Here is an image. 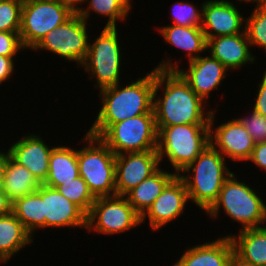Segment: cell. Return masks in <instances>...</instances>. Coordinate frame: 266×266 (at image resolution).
<instances>
[{
    "mask_svg": "<svg viewBox=\"0 0 266 266\" xmlns=\"http://www.w3.org/2000/svg\"><path fill=\"white\" fill-rule=\"evenodd\" d=\"M161 86L164 88V97L155 99ZM203 103L204 100L177 71L155 69L153 112L156 126L209 124L212 111L204 113Z\"/></svg>",
    "mask_w": 266,
    "mask_h": 266,
    "instance_id": "cell-1",
    "label": "cell"
},
{
    "mask_svg": "<svg viewBox=\"0 0 266 266\" xmlns=\"http://www.w3.org/2000/svg\"><path fill=\"white\" fill-rule=\"evenodd\" d=\"M155 69L126 87L119 84L100 90L102 107L87 133L99 137L111 124L142 114H154Z\"/></svg>",
    "mask_w": 266,
    "mask_h": 266,
    "instance_id": "cell-2",
    "label": "cell"
},
{
    "mask_svg": "<svg viewBox=\"0 0 266 266\" xmlns=\"http://www.w3.org/2000/svg\"><path fill=\"white\" fill-rule=\"evenodd\" d=\"M190 170L194 176L179 174L185 182L188 199L207 212L232 172L226 167L224 156L211 144L183 172L190 174Z\"/></svg>",
    "mask_w": 266,
    "mask_h": 266,
    "instance_id": "cell-3",
    "label": "cell"
},
{
    "mask_svg": "<svg viewBox=\"0 0 266 266\" xmlns=\"http://www.w3.org/2000/svg\"><path fill=\"white\" fill-rule=\"evenodd\" d=\"M160 162L167 156L179 175L210 145V124L156 126Z\"/></svg>",
    "mask_w": 266,
    "mask_h": 266,
    "instance_id": "cell-4",
    "label": "cell"
},
{
    "mask_svg": "<svg viewBox=\"0 0 266 266\" xmlns=\"http://www.w3.org/2000/svg\"><path fill=\"white\" fill-rule=\"evenodd\" d=\"M84 140L89 145L77 150L79 175L95 198L115 196L116 155L99 137L86 133Z\"/></svg>",
    "mask_w": 266,
    "mask_h": 266,
    "instance_id": "cell-5",
    "label": "cell"
},
{
    "mask_svg": "<svg viewBox=\"0 0 266 266\" xmlns=\"http://www.w3.org/2000/svg\"><path fill=\"white\" fill-rule=\"evenodd\" d=\"M221 205L228 216L243 224L241 230L259 228L266 222L265 203L251 187L237 181L233 173L225 180L218 199L207 211L210 217H218Z\"/></svg>",
    "mask_w": 266,
    "mask_h": 266,
    "instance_id": "cell-6",
    "label": "cell"
},
{
    "mask_svg": "<svg viewBox=\"0 0 266 266\" xmlns=\"http://www.w3.org/2000/svg\"><path fill=\"white\" fill-rule=\"evenodd\" d=\"M99 138L115 155L157 150L158 130L154 114H142L111 124Z\"/></svg>",
    "mask_w": 266,
    "mask_h": 266,
    "instance_id": "cell-7",
    "label": "cell"
},
{
    "mask_svg": "<svg viewBox=\"0 0 266 266\" xmlns=\"http://www.w3.org/2000/svg\"><path fill=\"white\" fill-rule=\"evenodd\" d=\"M73 14L59 0H23L19 34L24 49H33L47 33Z\"/></svg>",
    "mask_w": 266,
    "mask_h": 266,
    "instance_id": "cell-8",
    "label": "cell"
},
{
    "mask_svg": "<svg viewBox=\"0 0 266 266\" xmlns=\"http://www.w3.org/2000/svg\"><path fill=\"white\" fill-rule=\"evenodd\" d=\"M88 17V9L83 8L79 13H74L66 22L47 33L33 50H48L81 65L88 52Z\"/></svg>",
    "mask_w": 266,
    "mask_h": 266,
    "instance_id": "cell-9",
    "label": "cell"
},
{
    "mask_svg": "<svg viewBox=\"0 0 266 266\" xmlns=\"http://www.w3.org/2000/svg\"><path fill=\"white\" fill-rule=\"evenodd\" d=\"M82 65L96 77L100 90L120 84L121 54L116 27H104L96 41L88 45Z\"/></svg>",
    "mask_w": 266,
    "mask_h": 266,
    "instance_id": "cell-10",
    "label": "cell"
},
{
    "mask_svg": "<svg viewBox=\"0 0 266 266\" xmlns=\"http://www.w3.org/2000/svg\"><path fill=\"white\" fill-rule=\"evenodd\" d=\"M141 223V216L126 196L115 195L96 198L87 215L86 229L90 232L94 228L96 232L111 235L125 232Z\"/></svg>",
    "mask_w": 266,
    "mask_h": 266,
    "instance_id": "cell-11",
    "label": "cell"
},
{
    "mask_svg": "<svg viewBox=\"0 0 266 266\" xmlns=\"http://www.w3.org/2000/svg\"><path fill=\"white\" fill-rule=\"evenodd\" d=\"M163 60L155 69L166 71H177L188 83L191 89L203 100L208 99L209 94L222 83L228 70L221 62L212 56L199 57L189 61L188 71L178 69V65Z\"/></svg>",
    "mask_w": 266,
    "mask_h": 266,
    "instance_id": "cell-12",
    "label": "cell"
},
{
    "mask_svg": "<svg viewBox=\"0 0 266 266\" xmlns=\"http://www.w3.org/2000/svg\"><path fill=\"white\" fill-rule=\"evenodd\" d=\"M157 150L118 154L115 158V188L117 196H125L159 169Z\"/></svg>",
    "mask_w": 266,
    "mask_h": 266,
    "instance_id": "cell-13",
    "label": "cell"
},
{
    "mask_svg": "<svg viewBox=\"0 0 266 266\" xmlns=\"http://www.w3.org/2000/svg\"><path fill=\"white\" fill-rule=\"evenodd\" d=\"M214 112L212 110L209 120L210 133H212L210 134V144L224 157L228 156L231 160H248L255 146L250 134L236 118L221 124L213 131Z\"/></svg>",
    "mask_w": 266,
    "mask_h": 266,
    "instance_id": "cell-14",
    "label": "cell"
},
{
    "mask_svg": "<svg viewBox=\"0 0 266 266\" xmlns=\"http://www.w3.org/2000/svg\"><path fill=\"white\" fill-rule=\"evenodd\" d=\"M200 8L202 10L201 28L207 40L217 36L235 35L245 32V29L240 30L246 18L244 19L241 16V13L232 2L209 0L204 2ZM209 29L212 31H209Z\"/></svg>",
    "mask_w": 266,
    "mask_h": 266,
    "instance_id": "cell-15",
    "label": "cell"
},
{
    "mask_svg": "<svg viewBox=\"0 0 266 266\" xmlns=\"http://www.w3.org/2000/svg\"><path fill=\"white\" fill-rule=\"evenodd\" d=\"M36 192L43 200L45 228L87 227V215L57 189L41 184Z\"/></svg>",
    "mask_w": 266,
    "mask_h": 266,
    "instance_id": "cell-16",
    "label": "cell"
},
{
    "mask_svg": "<svg viewBox=\"0 0 266 266\" xmlns=\"http://www.w3.org/2000/svg\"><path fill=\"white\" fill-rule=\"evenodd\" d=\"M188 200L185 182L180 175H176L141 217V222L148 216L151 228L158 230L179 217Z\"/></svg>",
    "mask_w": 266,
    "mask_h": 266,
    "instance_id": "cell-17",
    "label": "cell"
},
{
    "mask_svg": "<svg viewBox=\"0 0 266 266\" xmlns=\"http://www.w3.org/2000/svg\"><path fill=\"white\" fill-rule=\"evenodd\" d=\"M50 148L34 134L24 136L9 148L10 156L20 166L26 167L40 184H43L49 172Z\"/></svg>",
    "mask_w": 266,
    "mask_h": 266,
    "instance_id": "cell-18",
    "label": "cell"
},
{
    "mask_svg": "<svg viewBox=\"0 0 266 266\" xmlns=\"http://www.w3.org/2000/svg\"><path fill=\"white\" fill-rule=\"evenodd\" d=\"M235 254L230 235L186 250L173 266H233Z\"/></svg>",
    "mask_w": 266,
    "mask_h": 266,
    "instance_id": "cell-19",
    "label": "cell"
},
{
    "mask_svg": "<svg viewBox=\"0 0 266 266\" xmlns=\"http://www.w3.org/2000/svg\"><path fill=\"white\" fill-rule=\"evenodd\" d=\"M250 42L246 32L217 36L207 40V49L210 55L221 62L228 70L237 69L246 63H252L255 56L250 53Z\"/></svg>",
    "mask_w": 266,
    "mask_h": 266,
    "instance_id": "cell-20",
    "label": "cell"
},
{
    "mask_svg": "<svg viewBox=\"0 0 266 266\" xmlns=\"http://www.w3.org/2000/svg\"><path fill=\"white\" fill-rule=\"evenodd\" d=\"M239 233L230 236L235 261L248 266H266V226L243 229Z\"/></svg>",
    "mask_w": 266,
    "mask_h": 266,
    "instance_id": "cell-21",
    "label": "cell"
},
{
    "mask_svg": "<svg viewBox=\"0 0 266 266\" xmlns=\"http://www.w3.org/2000/svg\"><path fill=\"white\" fill-rule=\"evenodd\" d=\"M175 176V173L164 172L159 168L155 173L130 190L125 196H127L126 198L129 203L142 217Z\"/></svg>",
    "mask_w": 266,
    "mask_h": 266,
    "instance_id": "cell-22",
    "label": "cell"
},
{
    "mask_svg": "<svg viewBox=\"0 0 266 266\" xmlns=\"http://www.w3.org/2000/svg\"><path fill=\"white\" fill-rule=\"evenodd\" d=\"M78 176L77 150L65 146L54 147L50 154L49 172L43 184L56 189L63 182L72 181Z\"/></svg>",
    "mask_w": 266,
    "mask_h": 266,
    "instance_id": "cell-23",
    "label": "cell"
},
{
    "mask_svg": "<svg viewBox=\"0 0 266 266\" xmlns=\"http://www.w3.org/2000/svg\"><path fill=\"white\" fill-rule=\"evenodd\" d=\"M32 235L13 214L0 217V261L7 262L32 241Z\"/></svg>",
    "mask_w": 266,
    "mask_h": 266,
    "instance_id": "cell-24",
    "label": "cell"
},
{
    "mask_svg": "<svg viewBox=\"0 0 266 266\" xmlns=\"http://www.w3.org/2000/svg\"><path fill=\"white\" fill-rule=\"evenodd\" d=\"M160 32L169 44L187 51L189 61L197 59L200 52L207 50V39L201 27H182L173 24L161 27Z\"/></svg>",
    "mask_w": 266,
    "mask_h": 266,
    "instance_id": "cell-25",
    "label": "cell"
},
{
    "mask_svg": "<svg viewBox=\"0 0 266 266\" xmlns=\"http://www.w3.org/2000/svg\"><path fill=\"white\" fill-rule=\"evenodd\" d=\"M40 183L26 167L9 159L4 177L3 191L13 203L25 195L36 192Z\"/></svg>",
    "mask_w": 266,
    "mask_h": 266,
    "instance_id": "cell-26",
    "label": "cell"
},
{
    "mask_svg": "<svg viewBox=\"0 0 266 266\" xmlns=\"http://www.w3.org/2000/svg\"><path fill=\"white\" fill-rule=\"evenodd\" d=\"M12 213L31 235L37 228H45L43 200L37 192L25 195L13 202Z\"/></svg>",
    "mask_w": 266,
    "mask_h": 266,
    "instance_id": "cell-27",
    "label": "cell"
},
{
    "mask_svg": "<svg viewBox=\"0 0 266 266\" xmlns=\"http://www.w3.org/2000/svg\"><path fill=\"white\" fill-rule=\"evenodd\" d=\"M56 189L73 204L77 205L86 215H88L96 200L81 176L72 181L63 182Z\"/></svg>",
    "mask_w": 266,
    "mask_h": 266,
    "instance_id": "cell-28",
    "label": "cell"
},
{
    "mask_svg": "<svg viewBox=\"0 0 266 266\" xmlns=\"http://www.w3.org/2000/svg\"><path fill=\"white\" fill-rule=\"evenodd\" d=\"M130 0H90L89 9L97 14L109 17L106 27H116V20L127 18L131 8Z\"/></svg>",
    "mask_w": 266,
    "mask_h": 266,
    "instance_id": "cell-29",
    "label": "cell"
},
{
    "mask_svg": "<svg viewBox=\"0 0 266 266\" xmlns=\"http://www.w3.org/2000/svg\"><path fill=\"white\" fill-rule=\"evenodd\" d=\"M244 29L250 46L266 50V7L255 6L251 16L245 20Z\"/></svg>",
    "mask_w": 266,
    "mask_h": 266,
    "instance_id": "cell-30",
    "label": "cell"
},
{
    "mask_svg": "<svg viewBox=\"0 0 266 266\" xmlns=\"http://www.w3.org/2000/svg\"><path fill=\"white\" fill-rule=\"evenodd\" d=\"M23 0H0V31L19 33Z\"/></svg>",
    "mask_w": 266,
    "mask_h": 266,
    "instance_id": "cell-31",
    "label": "cell"
},
{
    "mask_svg": "<svg viewBox=\"0 0 266 266\" xmlns=\"http://www.w3.org/2000/svg\"><path fill=\"white\" fill-rule=\"evenodd\" d=\"M171 11L174 25L201 27L202 10L198 11L194 5L186 2H176Z\"/></svg>",
    "mask_w": 266,
    "mask_h": 266,
    "instance_id": "cell-32",
    "label": "cell"
},
{
    "mask_svg": "<svg viewBox=\"0 0 266 266\" xmlns=\"http://www.w3.org/2000/svg\"><path fill=\"white\" fill-rule=\"evenodd\" d=\"M255 144L266 142V117L254 109L250 117L238 118Z\"/></svg>",
    "mask_w": 266,
    "mask_h": 266,
    "instance_id": "cell-33",
    "label": "cell"
},
{
    "mask_svg": "<svg viewBox=\"0 0 266 266\" xmlns=\"http://www.w3.org/2000/svg\"><path fill=\"white\" fill-rule=\"evenodd\" d=\"M24 46L20 34L15 32L0 31V55L14 57Z\"/></svg>",
    "mask_w": 266,
    "mask_h": 266,
    "instance_id": "cell-34",
    "label": "cell"
},
{
    "mask_svg": "<svg viewBox=\"0 0 266 266\" xmlns=\"http://www.w3.org/2000/svg\"><path fill=\"white\" fill-rule=\"evenodd\" d=\"M258 85L259 91L253 108L256 112L266 117V71Z\"/></svg>",
    "mask_w": 266,
    "mask_h": 266,
    "instance_id": "cell-35",
    "label": "cell"
},
{
    "mask_svg": "<svg viewBox=\"0 0 266 266\" xmlns=\"http://www.w3.org/2000/svg\"><path fill=\"white\" fill-rule=\"evenodd\" d=\"M248 160L266 170V142L255 144Z\"/></svg>",
    "mask_w": 266,
    "mask_h": 266,
    "instance_id": "cell-36",
    "label": "cell"
},
{
    "mask_svg": "<svg viewBox=\"0 0 266 266\" xmlns=\"http://www.w3.org/2000/svg\"><path fill=\"white\" fill-rule=\"evenodd\" d=\"M13 57L0 55V84L9 79L14 70Z\"/></svg>",
    "mask_w": 266,
    "mask_h": 266,
    "instance_id": "cell-37",
    "label": "cell"
},
{
    "mask_svg": "<svg viewBox=\"0 0 266 266\" xmlns=\"http://www.w3.org/2000/svg\"><path fill=\"white\" fill-rule=\"evenodd\" d=\"M12 202L9 200L3 189L0 190V217L12 213Z\"/></svg>",
    "mask_w": 266,
    "mask_h": 266,
    "instance_id": "cell-38",
    "label": "cell"
},
{
    "mask_svg": "<svg viewBox=\"0 0 266 266\" xmlns=\"http://www.w3.org/2000/svg\"><path fill=\"white\" fill-rule=\"evenodd\" d=\"M10 158L9 150L6 153L0 151V190L3 189L5 170Z\"/></svg>",
    "mask_w": 266,
    "mask_h": 266,
    "instance_id": "cell-39",
    "label": "cell"
},
{
    "mask_svg": "<svg viewBox=\"0 0 266 266\" xmlns=\"http://www.w3.org/2000/svg\"><path fill=\"white\" fill-rule=\"evenodd\" d=\"M62 4H64L66 7H68L73 13H79L83 8L77 5V3H83L87 0H59Z\"/></svg>",
    "mask_w": 266,
    "mask_h": 266,
    "instance_id": "cell-40",
    "label": "cell"
},
{
    "mask_svg": "<svg viewBox=\"0 0 266 266\" xmlns=\"http://www.w3.org/2000/svg\"><path fill=\"white\" fill-rule=\"evenodd\" d=\"M242 1H248V2H252V3H256L257 6H260V7H266V0H242Z\"/></svg>",
    "mask_w": 266,
    "mask_h": 266,
    "instance_id": "cell-41",
    "label": "cell"
}]
</instances>
